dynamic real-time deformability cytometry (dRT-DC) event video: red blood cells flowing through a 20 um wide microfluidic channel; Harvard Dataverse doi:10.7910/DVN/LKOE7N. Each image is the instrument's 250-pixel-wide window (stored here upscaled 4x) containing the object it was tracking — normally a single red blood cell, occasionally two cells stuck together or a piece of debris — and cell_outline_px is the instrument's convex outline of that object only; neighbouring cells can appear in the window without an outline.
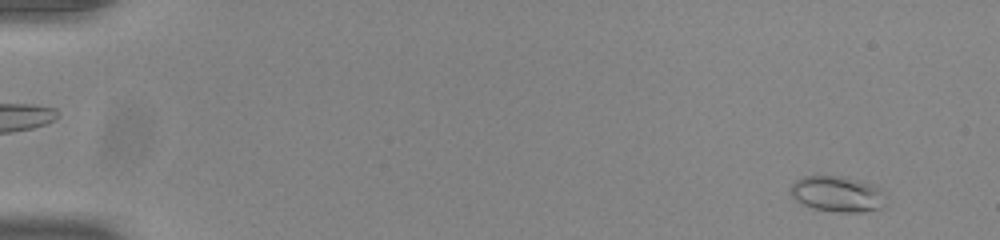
{"species": "common noctule bat (a hibernating species)", "species_latin": "Nyctalus noctula", "temperature_condition": "room temperature", "stored_images_in_passage": 54, "camera_frame_rate_fps": 3000, "um_per_image_px": 0.085, "animal": {"sex": "male", "body_mass_g": 20.0, "forearm_length_mm": 53.3}, "frame": {"image": 1, "passage_image": 4, "time_ms": 1.0, "image_size_px": [1000, 240], "cell_outline_px": [[888, 204], [880, 208], [864, 212], [836, 212], [812, 208], [796, 200], [788, 192], [792, 184], [796, 180], [804, 176], [848, 176], [876, 184], [888, 196]], "centroid_in_image_um": [71.27, 16.48], "position_along_channel_um": 13.7, "area_um2": 20.58}}
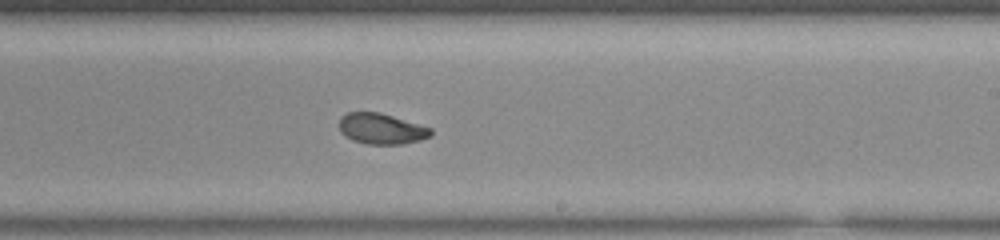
{"frame": {"image": 2, "passage_image": 34, "time_ms": 11.0, "image_size_px": [1000, 240], "cell_outline_px": [[432, 136], [420, 140], [400, 144], [368, 144], [352, 140], [344, 136], [340, 132], [340, 116], [348, 112], [380, 112], [432, 128]], "centroid_in_image_um": [32.41, 10.94], "position_along_channel_um": 256.6, "area_um2": 16.47}}
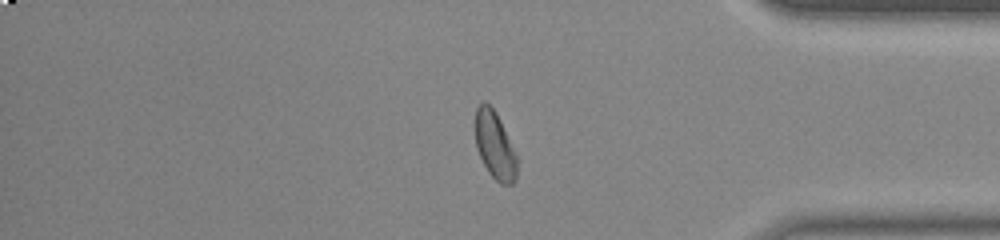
{"frame": {"image": 3, "passage_image": 46, "time_ms": 15.0, "image_size_px": [1000, 240], "cell_outline_px": [[516, 180], [512, 184], [500, 184], [488, 172], [476, 148], [476, 108], [484, 100], [496, 112], [500, 120], [516, 156]], "centroid_in_image_um": [42.05, 12.37], "position_along_channel_um": 393.2, "area_um2": 16.01}, "authors_computed_cell_mechanics": {"area_um2": 17.1088, "velocity_mm_per_s": 3.8598, "shape_relaxation_time_tau1_ms": 6.3461, "shape_relaxation_time_tau2_ms": 1.8706, "deformation_change_tau1": 0.1461, "deformation_change_tau2": 0.0586}}